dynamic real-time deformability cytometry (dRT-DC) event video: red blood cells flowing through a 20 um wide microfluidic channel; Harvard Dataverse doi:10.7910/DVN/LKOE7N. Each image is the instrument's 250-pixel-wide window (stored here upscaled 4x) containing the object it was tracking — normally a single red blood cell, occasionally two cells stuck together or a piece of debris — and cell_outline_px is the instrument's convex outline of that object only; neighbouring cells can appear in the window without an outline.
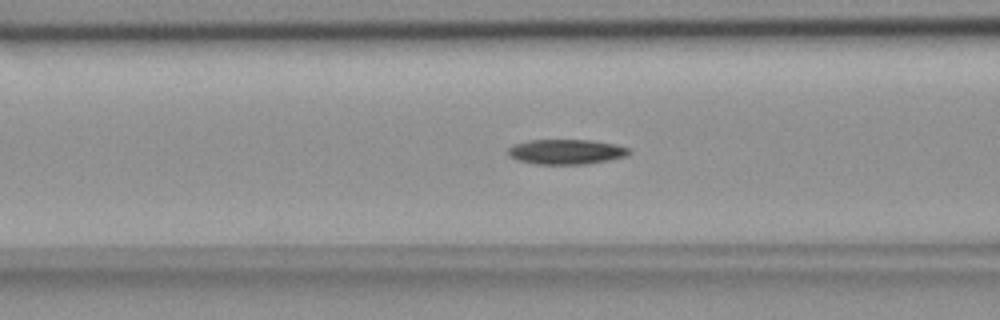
{"species": "common noctule bat (a hibernating species)", "species_latin": "Nyctalus noctula", "temperature_condition": "room temperature", "stored_images_in_passage": 55, "camera_frame_rate_fps": 3000, "um_per_image_px": 0.085, "animal": {"sex": "female", "body_mass_g": 18.4}, "frame": {"image": 1, "passage_image": 22, "time_ms": 7.0, "image_size_px": [1000, 320], "cell_outline_px": [[632, 152], [628, 156], [588, 164], [536, 164], [520, 160], [508, 156], [508, 148], [512, 144], [528, 140], [592, 140], [616, 144], [632, 148]], "centroid_in_image_um": [48.17, 12.89], "position_along_channel_um": 118.4, "area_um2": 17.86}}
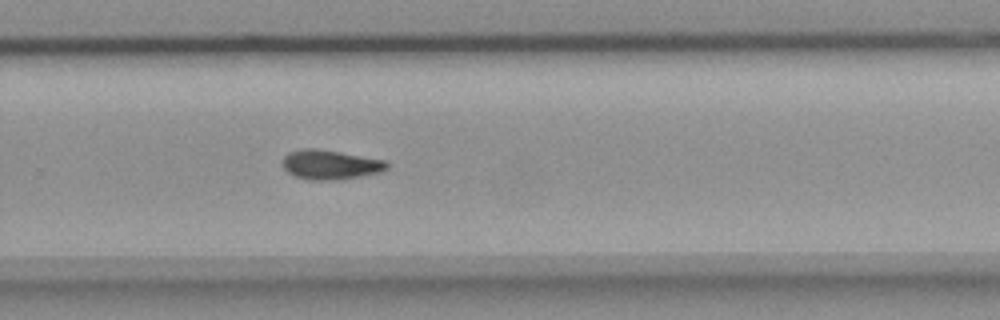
{"frame": {"image": 2, "passage_image": 37, "time_ms": 12.0, "image_size_px": [1000, 320], "cell_outline_px": [[388, 168], [380, 172], [344, 180], [312, 180], [292, 176], [280, 164], [284, 156], [288, 152], [300, 148], [316, 148], [388, 160]], "centroid_in_image_um": [28.06, 14.0], "position_along_channel_um": 301.7, "area_um2": 18.38}}
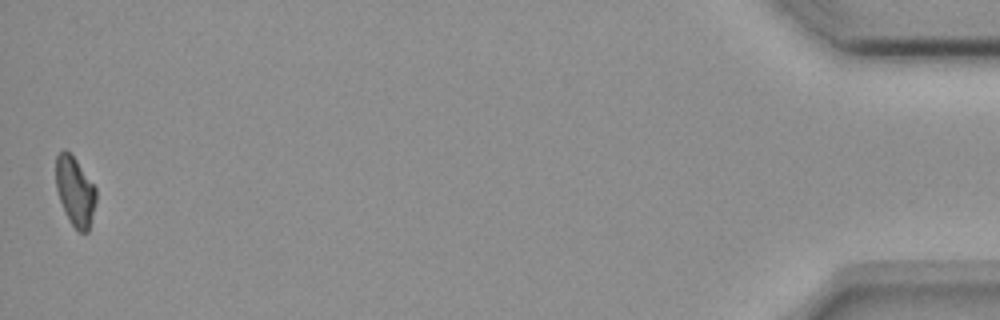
{"frame": {"image": 3, "passage_image": 55, "time_ms": 18.0, "image_size_px": [1000, 320], "cell_outline_px": [[96, 200], [88, 232], [80, 232], [72, 224], [60, 200], [56, 188], [56, 156], [64, 148], [76, 160], [96, 188]], "centroid_in_image_um": [6.38, 16.24], "position_along_channel_um": 428.8, "area_um2": 15.78}}